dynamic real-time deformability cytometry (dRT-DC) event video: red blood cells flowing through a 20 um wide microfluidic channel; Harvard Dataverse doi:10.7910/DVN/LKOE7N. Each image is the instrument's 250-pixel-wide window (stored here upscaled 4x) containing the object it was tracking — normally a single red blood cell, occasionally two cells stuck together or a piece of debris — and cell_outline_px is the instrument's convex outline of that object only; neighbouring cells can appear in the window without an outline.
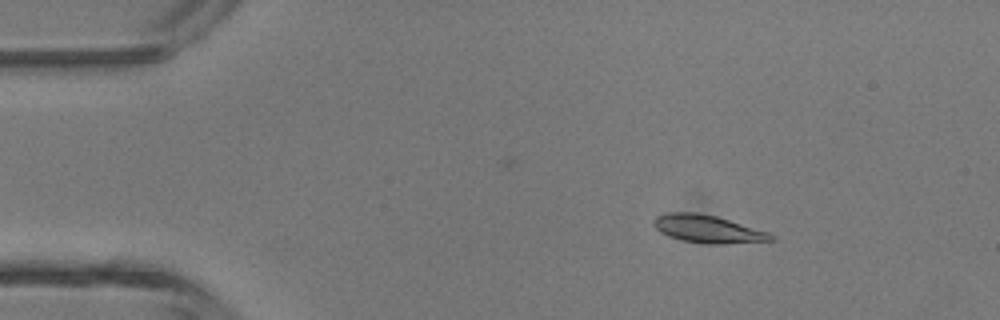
{"species": "common noctule bat (a hibernating species)", "species_latin": "Nyctalus noctula", "temperature_condition": "room temperature", "stored_images_in_passage": 2, "camera_frame_rate_fps": 3000, "um_per_image_px": 0.085, "animal": {"sex": "male", "body_mass_g": 13.3}, "frame": {"image": 1, "passage_image": 1, "time_ms": 0.0, "image_size_px": [1000, 320], "cell_outline_px": [[776, 240], [720, 244], [708, 244], [684, 240], [660, 232], [652, 224], [652, 220], [656, 216], [672, 212], [696, 212], [716, 216], [768, 232], [776, 236]], "centroid_in_image_um": [60.17, 19.46], "position_along_channel_um": 24.8, "area_um2": 18.73}}